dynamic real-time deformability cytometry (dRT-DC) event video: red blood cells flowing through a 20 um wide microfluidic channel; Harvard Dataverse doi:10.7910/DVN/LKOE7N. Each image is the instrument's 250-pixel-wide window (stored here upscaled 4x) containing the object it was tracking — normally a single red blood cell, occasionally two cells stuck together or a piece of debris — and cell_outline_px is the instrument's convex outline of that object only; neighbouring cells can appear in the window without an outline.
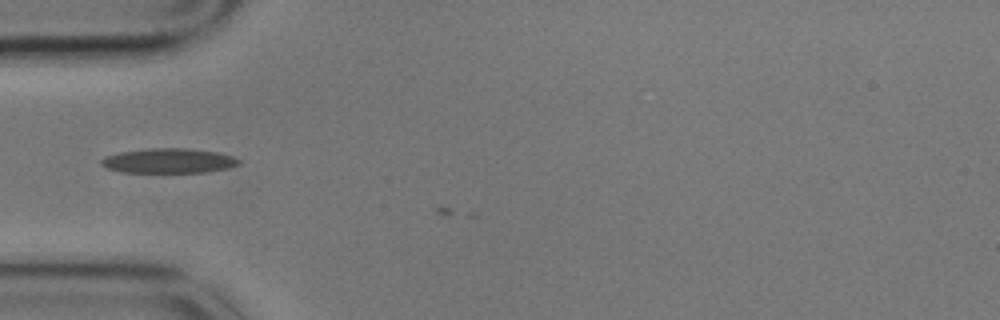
{"species": "common noctule bat (a hibernating species)", "species_latin": "Nyctalus noctula", "temperature_condition": "cold", "stored_images_in_passage": 16, "camera_frame_rate_fps": 3000, "um_per_image_px": 0.085, "animal": {"sex": "male", "body_mass_g": 17.9}, "frame": {"image": 1, "passage_image": 15, "time_ms": 4.667, "image_size_px": [1000, 320], "cell_outline_px": [[240, 164], [228, 168], [204, 172], [120, 172], [108, 168], [100, 164], [100, 160], [104, 156], [120, 152], [152, 148], [184, 148], [216, 152], [232, 156], [240, 160]], "centroid_in_image_um": [14.31, 13.66], "position_along_channel_um": 70.7, "area_um2": 19.71}}